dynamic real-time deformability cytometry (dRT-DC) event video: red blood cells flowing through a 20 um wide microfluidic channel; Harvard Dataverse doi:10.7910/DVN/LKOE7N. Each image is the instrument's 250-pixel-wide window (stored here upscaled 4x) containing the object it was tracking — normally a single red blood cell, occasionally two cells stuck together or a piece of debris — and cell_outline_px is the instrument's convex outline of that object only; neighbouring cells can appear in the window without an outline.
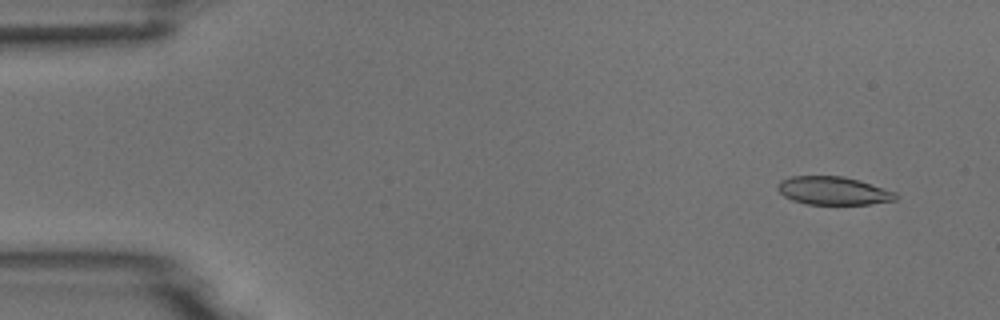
{"species": "common noctule bat (a hibernating species)", "species_latin": "Nyctalus noctula", "temperature_condition": "room temperature", "stored_images_in_passage": 4, "camera_frame_rate_fps": 3000, "um_per_image_px": 0.085, "animal": {"sex": "male", "body_mass_g": 18.8}, "frame": {"image": 1, "passage_image": 1, "time_ms": 0.0, "image_size_px": [1000, 320], "cell_outline_px": [[900, 196], [896, 200], [868, 204], [808, 204], [792, 200], [784, 196], [776, 188], [776, 184], [780, 180], [792, 176], [844, 176], [860, 180], [896, 192]], "centroid_in_image_um": [70.83, 16.2], "position_along_channel_um": 14.2, "area_um2": 19.54}}
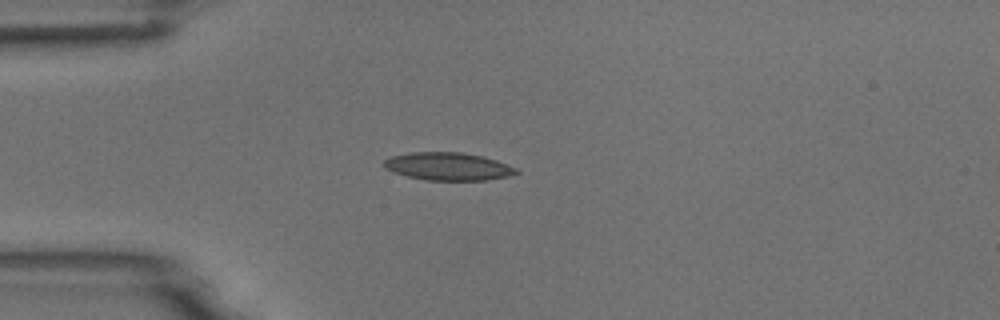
{"frame": {"image": 2, "passage_image": 4, "time_ms": 3.333, "image_size_px": [1000, 320], "cell_outline_px": [[520, 172], [508, 176], [484, 180], [428, 180], [408, 176], [392, 172], [384, 168], [384, 160], [392, 156], [408, 152], [464, 152], [484, 156], [496, 160], [516, 168]], "centroid_in_image_um": [38.08, 14.13], "position_along_channel_um": 46.9, "area_um2": 21.44}}